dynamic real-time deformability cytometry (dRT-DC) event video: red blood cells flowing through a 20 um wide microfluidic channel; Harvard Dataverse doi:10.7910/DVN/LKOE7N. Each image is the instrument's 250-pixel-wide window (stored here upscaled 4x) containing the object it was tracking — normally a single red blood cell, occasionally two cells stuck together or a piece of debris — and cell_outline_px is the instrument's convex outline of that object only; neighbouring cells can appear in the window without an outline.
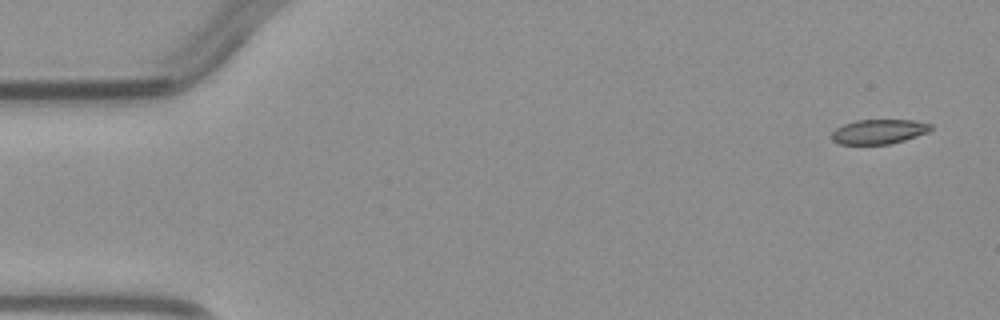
{"species": "common noctule bat (a hibernating species)", "species_latin": "Nyctalus noctula", "temperature_condition": "warm", "stored_images_in_passage": 5, "segment_of_instrument_passage": [1, 2], "camera_frame_rate_fps": 3000, "um_per_image_px": 0.085, "animal": {"sex": "male", "body_mass_g": 23.1, "forearm_length_mm": 52.7}, "frame": {"image": 1, "passage_image": 1, "time_ms": 0.0, "image_size_px": [1000, 320], "cell_outline_px": [[932, 128], [928, 132], [904, 140], [888, 144], [840, 144], [832, 140], [832, 132], [836, 128], [844, 124], [856, 120], [912, 120], [932, 124]], "centroid_in_image_um": [74.69, 11.18], "position_along_channel_um": 10.3, "area_um2": 14.1}}
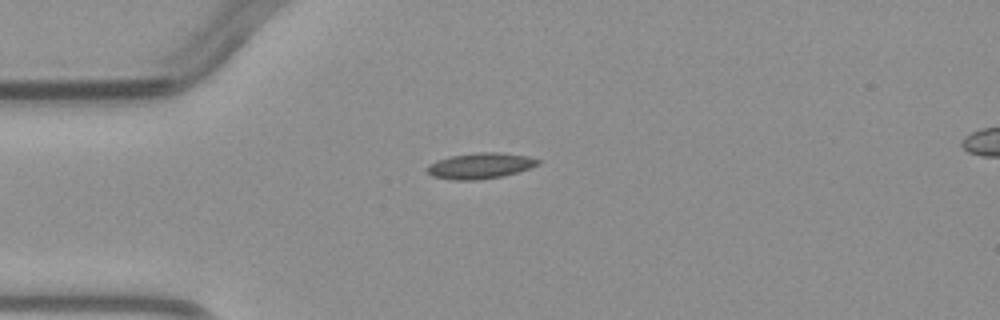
{"frame": {"image": 2, "passage_image": 4, "time_ms": 3.333, "image_size_px": [1000, 320], "cell_outline_px": [[540, 164], [516, 172], [500, 176], [476, 180], [456, 180], [432, 176], [428, 172], [428, 164], [436, 160], [452, 156], [476, 152], [500, 152], [528, 156], [540, 160]], "centroid_in_image_um": [40.81, 14.08], "position_along_channel_um": 44.2, "area_um2": 16.47}}